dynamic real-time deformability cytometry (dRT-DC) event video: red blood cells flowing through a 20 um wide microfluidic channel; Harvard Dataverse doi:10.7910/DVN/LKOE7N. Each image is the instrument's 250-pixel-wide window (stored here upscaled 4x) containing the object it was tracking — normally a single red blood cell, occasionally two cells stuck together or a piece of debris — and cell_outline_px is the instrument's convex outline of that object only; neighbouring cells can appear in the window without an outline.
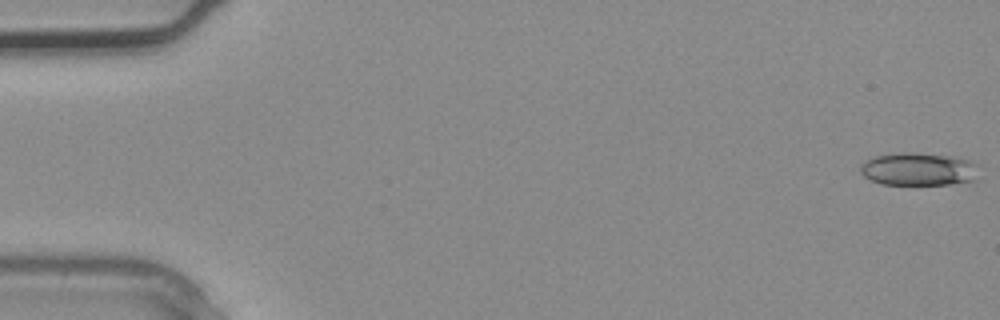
{"species": "common noctule bat (a hibernating species)", "species_latin": "Nyctalus noctula", "temperature_condition": "warm", "stored_images_in_passage": 4, "segment_of_instrument_passage": [2, 2], "camera_frame_rate_fps": 3000, "um_per_image_px": 0.085, "animal": {"sex": "male", "body_mass_g": 20.4}, "frame": {"image": 1, "passage_image": 4, "time_ms": 1.0, "image_size_px": [1000, 320], "cell_outline_px": [[976, 164], [972, 180], [948, 184], [880, 184], [864, 176], [860, 172], [860, 164], [876, 156], [900, 152], [912, 152], [948, 156], [972, 160]], "centroid_in_image_um": [78.0, 14.37], "position_along_channel_um": 7.0, "area_um2": 22.25}}